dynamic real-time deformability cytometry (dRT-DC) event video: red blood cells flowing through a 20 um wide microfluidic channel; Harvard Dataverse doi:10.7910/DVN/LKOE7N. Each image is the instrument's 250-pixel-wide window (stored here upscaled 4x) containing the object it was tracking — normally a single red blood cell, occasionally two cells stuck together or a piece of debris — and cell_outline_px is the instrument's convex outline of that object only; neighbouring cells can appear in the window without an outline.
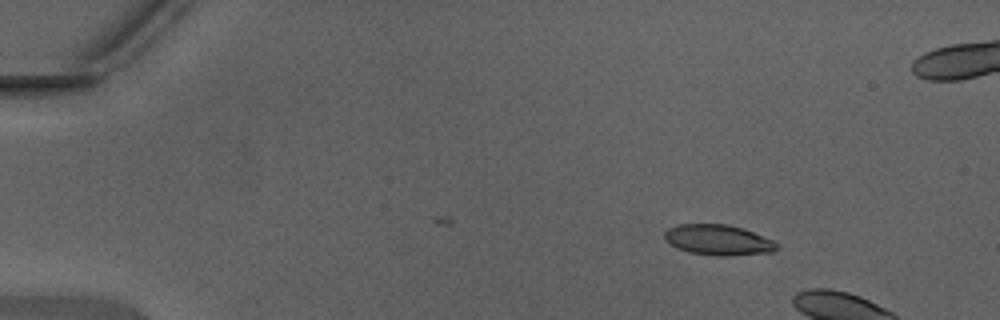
{"species": "Egyptian fruit bat (a non-hibernating species)", "species_latin": "Rousettus aegyptiacus", "temperature_condition": "warm", "stored_images_in_passage": 5, "camera_frame_rate_fps": 3000, "um_per_image_px": 0.085, "animal": {"sex": "male"}, "frame": {"image": 1, "passage_image": 1, "time_ms": 0.0, "image_size_px": [1000, 320], "cell_outline_px": [[780, 248], [772, 252], [724, 256], [720, 256], [688, 252], [676, 248], [664, 240], [664, 232], [668, 228], [680, 224], [728, 224], [752, 232], [772, 240], [780, 244]], "centroid_in_image_um": [61.03, 20.4], "position_along_channel_um": 24.0, "area_um2": 19.94}}